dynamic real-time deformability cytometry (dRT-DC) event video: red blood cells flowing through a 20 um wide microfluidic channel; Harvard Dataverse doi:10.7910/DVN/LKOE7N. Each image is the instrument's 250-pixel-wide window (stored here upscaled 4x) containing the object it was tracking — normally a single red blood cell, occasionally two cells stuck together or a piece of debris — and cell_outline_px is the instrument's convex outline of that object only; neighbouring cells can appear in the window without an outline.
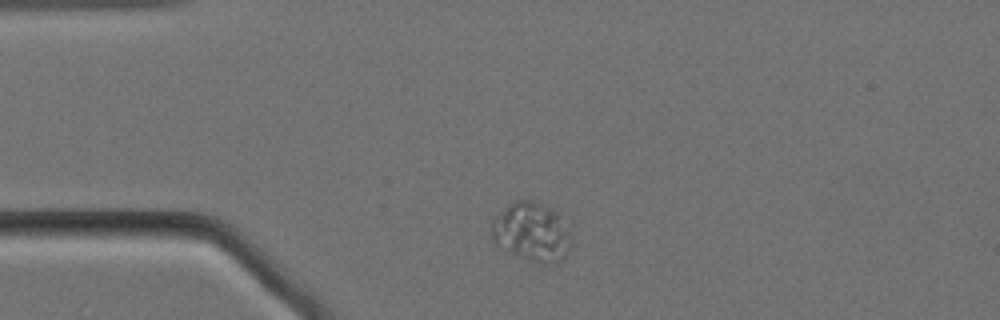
{"species": "Egyptian fruit bat (a non-hibernating species)", "species_latin": "Rousettus aegyptiacus", "temperature_condition": "cold", "stored_images_in_passage": 49, "camera_frame_rate_fps": 3000, "um_per_image_px": 0.085, "animal": {"sex": "female"}, "frame": {"image": 1, "passage_image": 1, "time_ms": 0.0, "image_size_px": [1000, 320], "cell_outline_px": [[572, 236], [568, 252], [564, 260], [552, 264], [548, 264], [532, 260], [512, 252], [496, 244], [492, 240], [492, 220], [500, 212], [516, 200], [532, 200], [544, 204], [552, 208], [556, 212]], "centroid_in_image_um": [45.22, 19.71], "position_along_channel_um": 39.8, "area_um2": 26.93}}
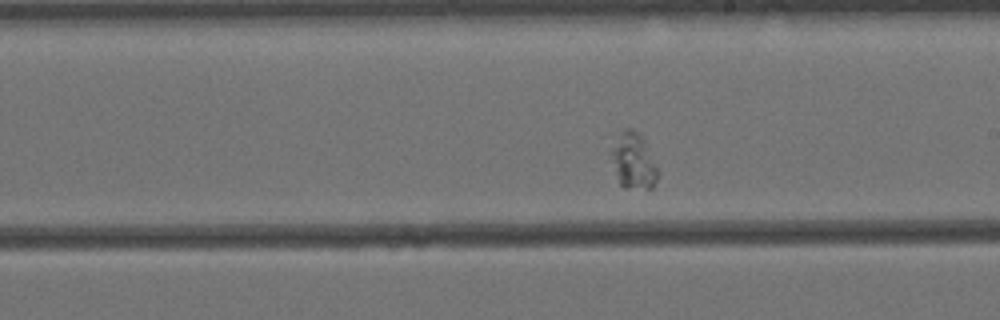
{"frame": {"image": 2, "passage_image": 22, "time_ms": 7.0, "image_size_px": [1000, 320], "cell_outline_px": [[660, 176], [652, 188], [624, 188], [620, 184], [612, 160], [612, 148], [620, 132], [624, 128], [632, 128], [644, 136], [660, 172]], "centroid_in_image_um": [53.91, 13.66], "position_along_channel_um": 235.1, "area_um2": 15.37}}
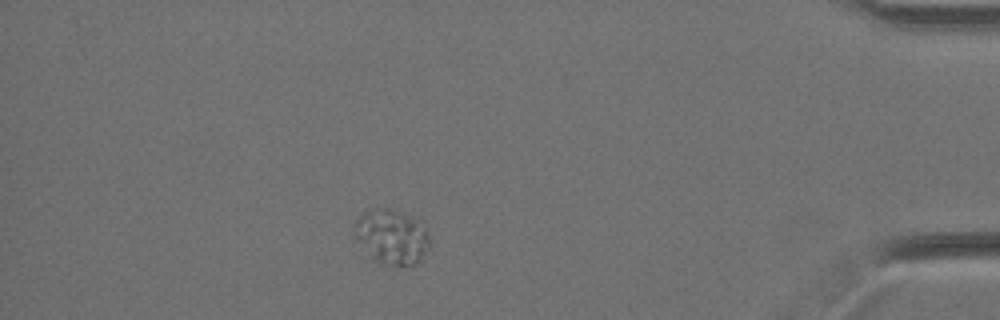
{"frame": {"image": 3, "passage_image": 42, "time_ms": 13.667, "image_size_px": [1000, 320], "cell_outline_px": [[432, 244], [420, 260], [412, 264], [380, 264], [372, 260], [356, 240], [356, 220], [364, 212], [372, 208], [388, 208], [416, 220], [428, 232]], "centroid_in_image_um": [33.29, 20.14], "position_along_channel_um": 401.9, "area_um2": 23.64}}